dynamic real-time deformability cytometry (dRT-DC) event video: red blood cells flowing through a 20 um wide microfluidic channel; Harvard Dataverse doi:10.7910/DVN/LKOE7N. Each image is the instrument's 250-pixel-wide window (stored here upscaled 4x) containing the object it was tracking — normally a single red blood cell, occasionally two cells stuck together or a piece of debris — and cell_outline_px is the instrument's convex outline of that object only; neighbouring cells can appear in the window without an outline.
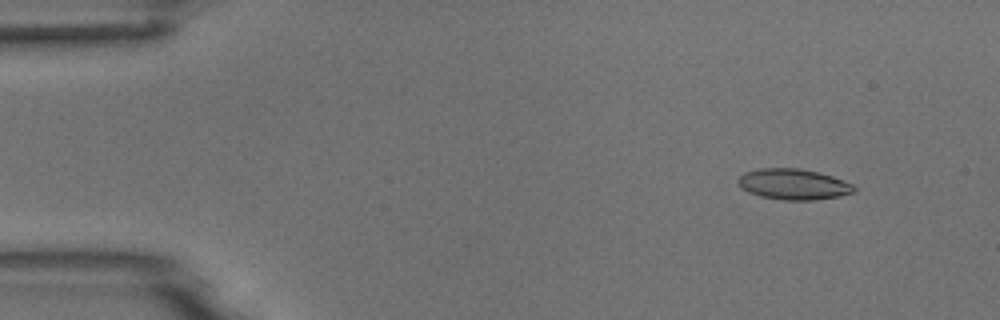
{"species": "common noctule bat (a hibernating species)", "species_latin": "Nyctalus noctula", "temperature_condition": "room temperature", "stored_images_in_passage": 7, "camera_frame_rate_fps": 3000, "um_per_image_px": 0.085, "animal": {"sex": "male", "body_mass_g": 18.8}, "frame": {"image": 1, "passage_image": 1, "time_ms": 0.0, "image_size_px": [1000, 320], "cell_outline_px": [[856, 192], [840, 196], [812, 200], [784, 200], [760, 196], [748, 192], [740, 184], [740, 176], [744, 172], [760, 168], [796, 168], [816, 172], [832, 176], [852, 184], [856, 188]], "centroid_in_image_um": [67.48, 15.66], "position_along_channel_um": 17.5, "area_um2": 20.52}}
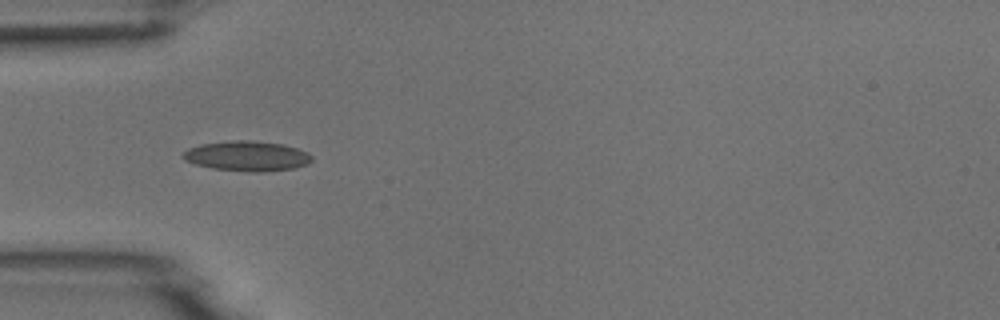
{"frame": {"image": 2, "passage_image": 4, "time_ms": 3.667, "image_size_px": [1000, 320], "cell_outline_px": [[312, 160], [308, 164], [296, 168], [264, 172], [252, 172], [212, 168], [196, 164], [184, 160], [180, 156], [188, 148], [200, 144], [232, 140], [252, 140], [280, 144], [296, 148], [308, 152], [312, 156]], "centroid_in_image_um": [21.0, 13.26], "position_along_channel_um": 64.0, "area_um2": 22.66}}